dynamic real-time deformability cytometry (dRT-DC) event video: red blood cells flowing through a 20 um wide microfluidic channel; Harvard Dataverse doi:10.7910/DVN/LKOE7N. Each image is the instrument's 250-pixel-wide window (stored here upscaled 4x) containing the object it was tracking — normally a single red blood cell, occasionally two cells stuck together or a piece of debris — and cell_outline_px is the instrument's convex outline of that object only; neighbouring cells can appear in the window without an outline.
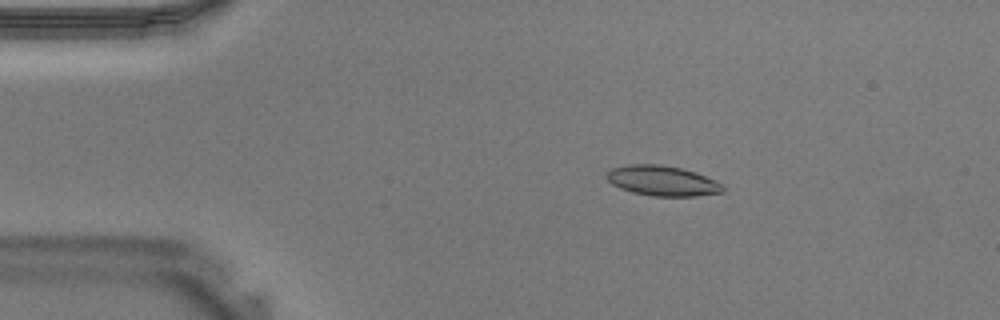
{"species": "Egyptian fruit bat (a non-hibernating species)", "species_latin": "Rousettus aegyptiacus", "temperature_condition": "warm", "stored_images_in_passage": 6, "camera_frame_rate_fps": 3000, "um_per_image_px": 0.085, "animal": {"sex": "male"}, "frame": {"image": 1, "passage_image": 1, "time_ms": 0.0, "image_size_px": [1000, 320], "cell_outline_px": [[724, 192], [696, 196], [652, 196], [632, 192], [620, 188], [612, 184], [604, 176], [612, 168], [628, 164], [660, 164], [680, 168], [696, 172], [716, 180], [724, 184]], "centroid_in_image_um": [56.32, 15.36], "position_along_channel_um": 28.7, "area_um2": 20.58}}
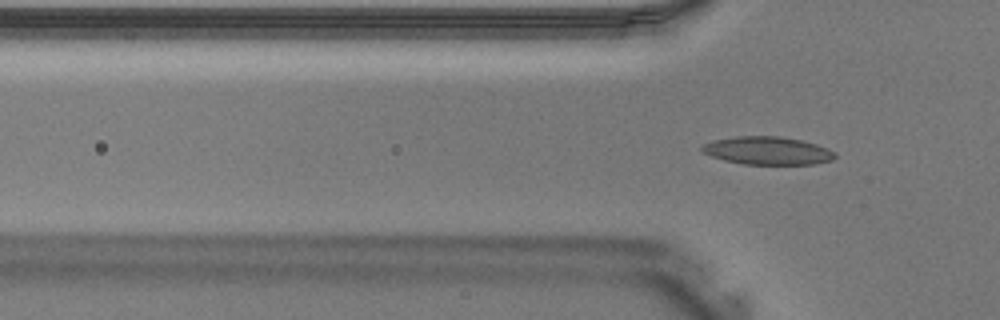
{"frame": {"image": 2, "passage_image": 6, "time_ms": 1.667, "image_size_px": [1000, 320], "cell_outline_px": [[836, 156], [832, 160], [812, 164], [744, 164], [724, 160], [712, 156], [704, 152], [700, 148], [704, 144], [712, 140], [736, 136], [780, 136], [800, 140], [816, 144], [828, 148], [836, 152]], "centroid_in_image_um": [65.25, 12.8], "position_along_channel_um": 60.5, "area_um2": 21.62}}